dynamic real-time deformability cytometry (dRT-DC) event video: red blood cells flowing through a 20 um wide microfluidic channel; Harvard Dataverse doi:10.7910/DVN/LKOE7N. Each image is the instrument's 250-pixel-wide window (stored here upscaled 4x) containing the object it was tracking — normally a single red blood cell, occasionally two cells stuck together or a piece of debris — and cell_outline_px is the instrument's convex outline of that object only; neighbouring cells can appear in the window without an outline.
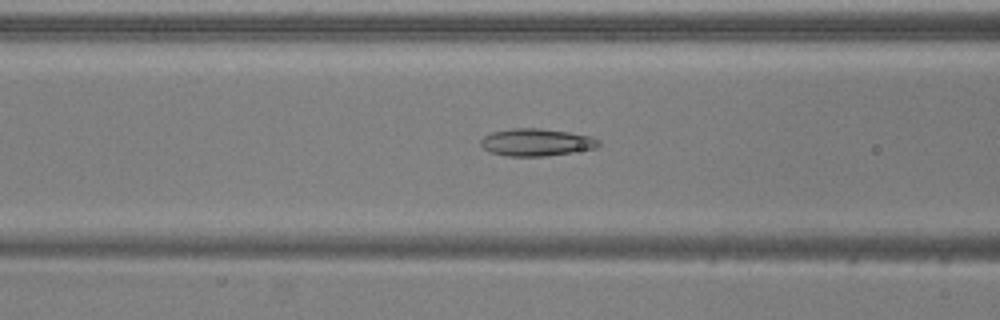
{"species": "common noctule bat (a hibernating species)", "species_latin": "Nyctalus noctula", "temperature_condition": "warm", "stored_images_in_passage": 49, "camera_frame_rate_fps": 3000, "um_per_image_px": 0.085, "animal": {"sex": "male", "body_mass_g": 20.5, "forearm_length_mm": 52.5}, "frame": {"image": 1, "passage_image": 17, "time_ms": 5.333, "image_size_px": [1000, 320], "cell_outline_px": [[600, 144], [596, 148], [572, 152], [544, 156], [508, 156], [488, 152], [480, 144], [480, 140], [484, 136], [492, 132], [512, 128], [540, 128], [568, 132], [592, 136], [600, 140]], "centroid_in_image_um": [45.58, 12.09], "position_along_channel_um": 121.0, "area_um2": 18.84}}
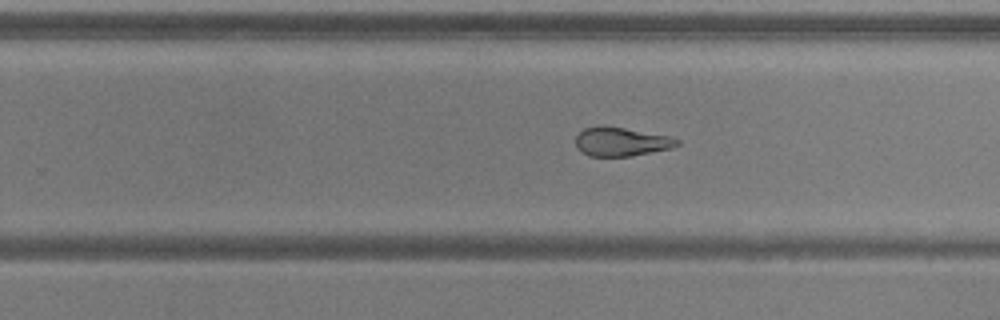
{"frame": {"image": 2, "passage_image": 29, "time_ms": 9.333, "image_size_px": [1000, 320], "cell_outline_px": [[680, 144], [672, 148], [632, 156], [588, 156], [576, 144], [576, 136], [584, 128], [600, 124], [604, 124], [668, 136], [680, 140]], "centroid_in_image_um": [52.81, 12.02], "position_along_channel_um": 277.0, "area_um2": 17.11}}
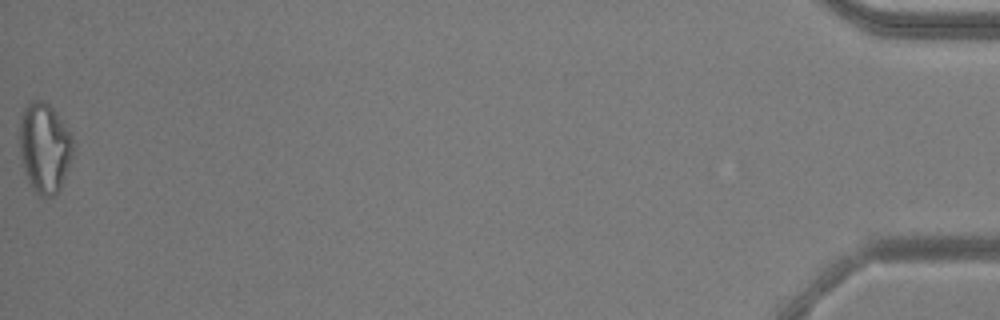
{"frame": {"image": 3, "passage_image": 49, "time_ms": 16.0, "image_size_px": [1000, 320], "cell_outline_px": [[72, 156], [60, 188], [52, 196], [40, 196], [32, 188], [28, 180], [20, 156], [20, 112], [32, 100], [44, 100], [56, 112], [68, 132], [72, 140]], "centroid_in_image_um": [3.75, 12.54], "position_along_channel_um": 431.4, "area_um2": 27.57}, "authors_computed_cell_mechanics": {"area_um2": 20.6924, "velocity_mm_per_s": 3.903, "shape_relaxation_time_tau1_ms": null, "shape_relaxation_time_tau2_ms": 2.0683, "deformation_change_tau1": null, "deformation_change_tau2": 0.0898}}